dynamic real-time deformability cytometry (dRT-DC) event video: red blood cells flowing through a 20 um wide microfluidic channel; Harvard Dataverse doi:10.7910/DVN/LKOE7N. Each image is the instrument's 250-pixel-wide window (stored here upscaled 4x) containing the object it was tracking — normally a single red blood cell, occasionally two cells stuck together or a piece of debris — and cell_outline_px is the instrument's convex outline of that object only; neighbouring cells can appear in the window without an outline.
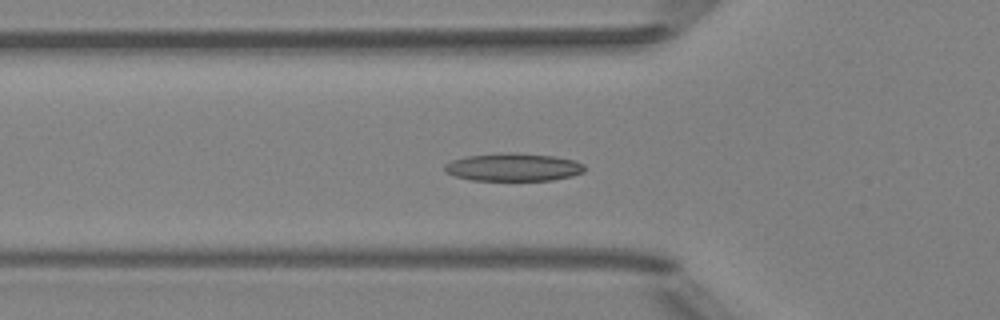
{"species": "Egyptian fruit bat (a non-hibernating species)", "species_latin": "Rousettus aegyptiacus", "temperature_condition": "room temperature", "stored_images_in_passage": 52, "segment_of_instrument_passage": [1, 2], "camera_frame_rate_fps": 3000, "um_per_image_px": 0.085, "animal": {"sex": "female"}, "frame": {"image": 1, "passage_image": 17, "time_ms": 5.333, "image_size_px": [1000, 320], "cell_outline_px": [[584, 172], [572, 176], [552, 180], [472, 180], [456, 176], [448, 172], [444, 168], [444, 164], [452, 160], [468, 156], [512, 152], [552, 156], [572, 160], [584, 164]], "centroid_in_image_um": [43.65, 14.21], "position_along_channel_um": 82.2, "area_um2": 22.43}}
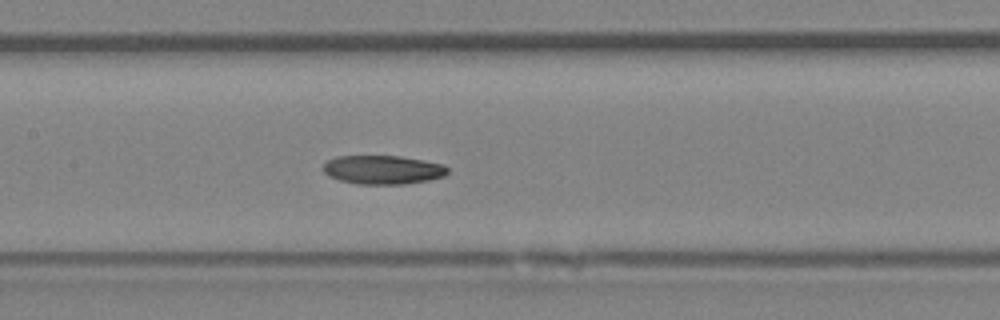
{"frame": {"image": 2, "passage_image": 24, "time_ms": 7.667, "image_size_px": [1000, 320], "cell_outline_px": [[448, 172], [444, 176], [428, 180], [404, 184], [356, 184], [340, 180], [328, 176], [324, 172], [324, 164], [328, 160], [336, 156], [400, 156], [424, 160], [444, 164], [448, 168]], "centroid_in_image_um": [32.55, 14.43], "position_along_channel_um": 174.8, "area_um2": 20.92}}
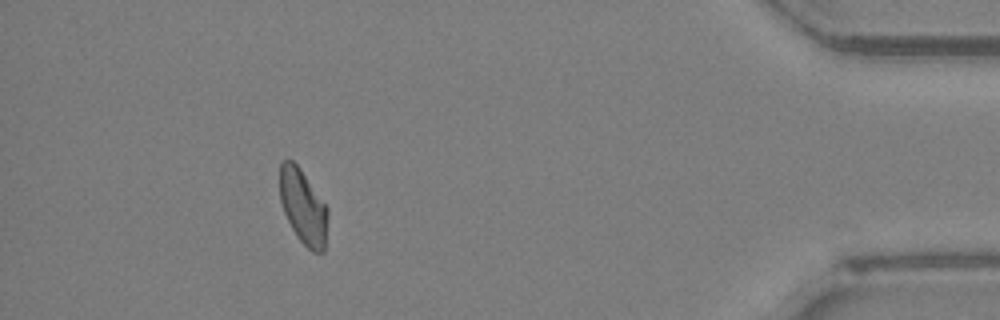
{"frame": {"image": 3, "passage_image": 46, "time_ms": 15.0, "image_size_px": [1000, 320], "cell_outline_px": [[328, 216], [324, 252], [312, 252], [300, 240], [292, 228], [284, 212], [280, 200], [280, 160], [292, 160], [300, 168], [328, 208]], "centroid_in_image_um": [25.77, 17.57], "position_along_channel_um": 409.4, "area_um2": 20.75}}